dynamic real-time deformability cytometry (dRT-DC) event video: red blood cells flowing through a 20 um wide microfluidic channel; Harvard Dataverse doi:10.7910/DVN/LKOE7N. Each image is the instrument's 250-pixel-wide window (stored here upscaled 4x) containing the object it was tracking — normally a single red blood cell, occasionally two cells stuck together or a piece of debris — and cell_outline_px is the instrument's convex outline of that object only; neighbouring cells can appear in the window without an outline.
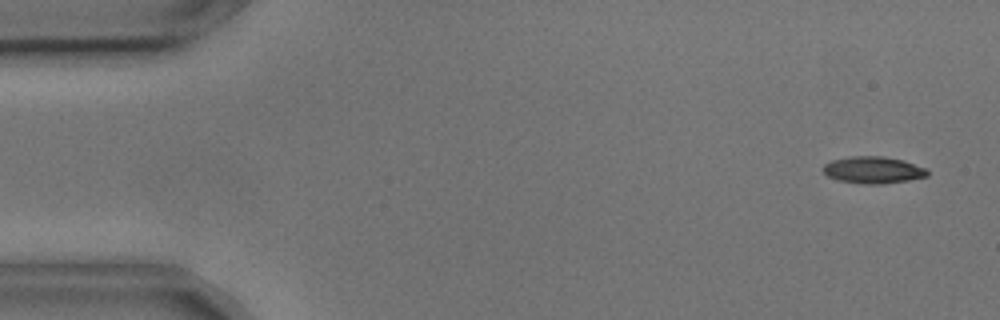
{"species": "common noctule bat (a hibernating species)", "species_latin": "Nyctalus noctula", "temperature_condition": "cold", "stored_images_in_passage": 53, "camera_frame_rate_fps": 3000, "um_per_image_px": 0.085, "animal": {"sex": "male", "body_mass_g": 17.9, "forearm_length_mm": 54.2}, "frame": {"image": 1, "passage_image": 1, "time_ms": 0.0, "image_size_px": [1000, 320], "cell_outline_px": [[928, 176], [908, 180], [880, 184], [868, 184], [840, 180], [828, 176], [824, 172], [824, 164], [832, 160], [852, 156], [884, 156], [904, 160], [928, 168]], "centroid_in_image_um": [74.27, 14.43], "position_along_channel_um": 10.7, "area_um2": 16.24}}
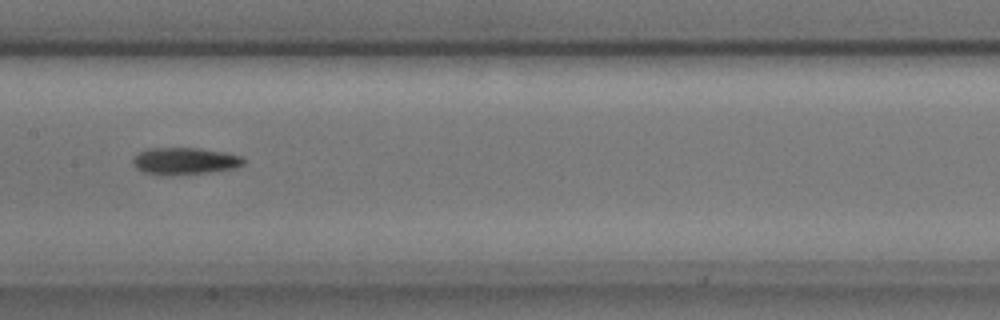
{"frame": {"image": 2, "passage_image": 25, "time_ms": 8.0, "image_size_px": [1000, 320], "cell_outline_px": [[248, 160], [244, 164], [232, 168], [212, 172], [144, 172], [136, 168], [132, 164], [132, 160], [140, 152], [148, 148], [200, 148], [224, 152], [244, 156]], "centroid_in_image_um": [15.79, 13.63], "position_along_channel_um": 191.6, "area_um2": 16.65}}
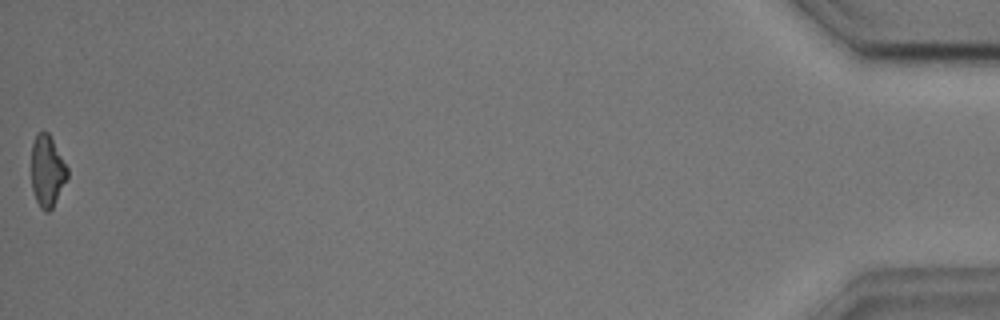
{"frame": {"image": 3, "passage_image": 53, "time_ms": 17.333, "image_size_px": [1000, 320], "cell_outline_px": [[68, 176], [52, 208], [48, 212], [44, 212], [40, 208], [36, 200], [32, 188], [32, 144], [36, 132], [48, 132], [68, 168]], "centroid_in_image_um": [4.0, 14.54], "position_along_channel_um": 431.2, "area_um2": 14.85}, "authors_computed_cell_mechanics": {"area_um2": 16.3574, "velocity_mm_per_s": 3.6362, "shape_relaxation_time_tau1_ms": 7.1517, "shape_relaxation_time_tau2_ms": null, "deformation_change_tau1": 0.1573, "deformation_change_tau2": null}}